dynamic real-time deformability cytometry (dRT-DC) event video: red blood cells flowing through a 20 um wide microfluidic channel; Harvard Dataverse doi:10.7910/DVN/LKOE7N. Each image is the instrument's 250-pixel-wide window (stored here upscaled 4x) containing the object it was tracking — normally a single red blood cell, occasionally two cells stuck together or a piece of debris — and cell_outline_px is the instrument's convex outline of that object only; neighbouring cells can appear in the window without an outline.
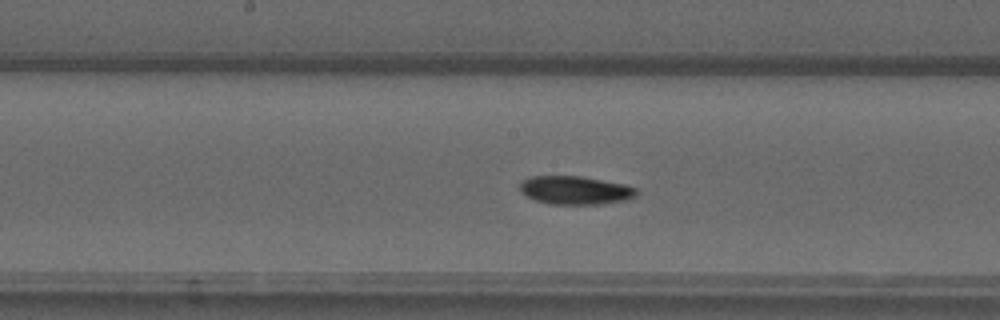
{"species": "common noctule bat (a hibernating species)", "species_latin": "Nyctalus noctula", "temperature_condition": "warm", "stored_images_in_passage": 49, "camera_frame_rate_fps": 3000, "um_per_image_px": 0.085, "animal": {"sex": "male", "forearm_length_mm": 52.5}, "frame": {"image": 1, "passage_image": 28, "time_ms": 9.0, "image_size_px": [1000, 320], "cell_outline_px": [[636, 196], [628, 200], [600, 204], [548, 204], [532, 200], [520, 192], [520, 180], [528, 176], [580, 176], [624, 184], [636, 188]], "centroid_in_image_um": [48.83, 16.17], "position_along_channel_um": 199.4, "area_um2": 19.54}}
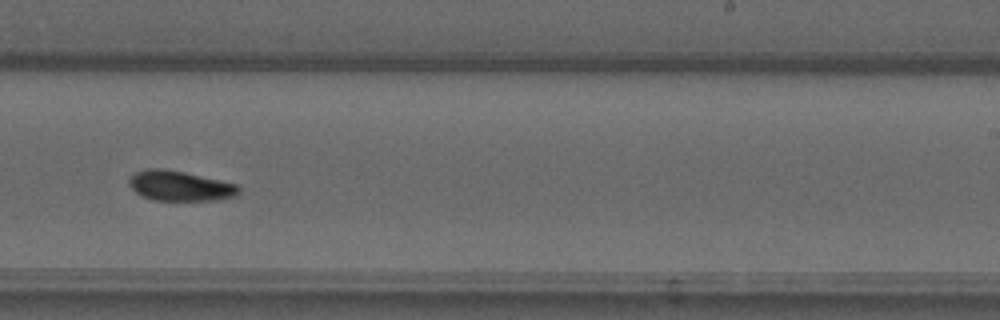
{"frame": {"image": 2, "passage_image": 34, "time_ms": 11.0, "image_size_px": [1000, 320], "cell_outline_px": [[240, 192], [236, 196], [216, 200], [152, 200], [136, 192], [128, 184], [128, 180], [136, 172], [148, 168], [164, 168], [184, 172], [236, 184], [240, 188]], "centroid_in_image_um": [15.29, 15.8], "position_along_channel_um": 273.7, "area_um2": 19.07}}
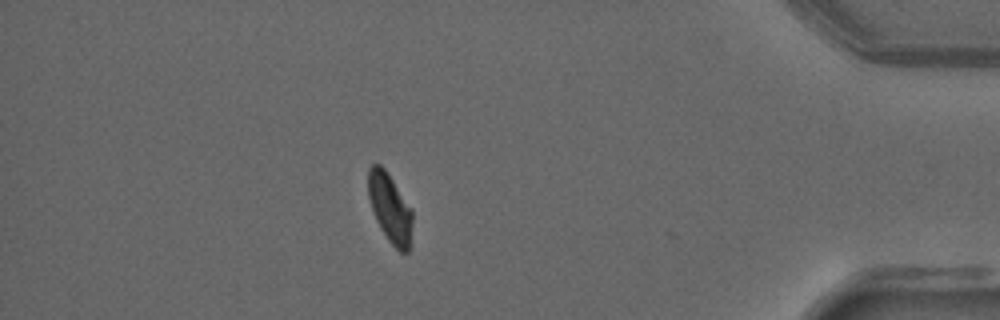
{"frame": {"image": 3, "passage_image": 48, "time_ms": 15.667, "image_size_px": [1000, 320], "cell_outline_px": [[412, 224], [408, 252], [400, 252], [388, 240], [380, 228], [376, 220], [368, 196], [368, 168], [372, 164], [380, 164], [384, 168], [412, 208]], "centroid_in_image_um": [33.14, 17.67], "position_along_channel_um": 402.1, "area_um2": 17.69}}